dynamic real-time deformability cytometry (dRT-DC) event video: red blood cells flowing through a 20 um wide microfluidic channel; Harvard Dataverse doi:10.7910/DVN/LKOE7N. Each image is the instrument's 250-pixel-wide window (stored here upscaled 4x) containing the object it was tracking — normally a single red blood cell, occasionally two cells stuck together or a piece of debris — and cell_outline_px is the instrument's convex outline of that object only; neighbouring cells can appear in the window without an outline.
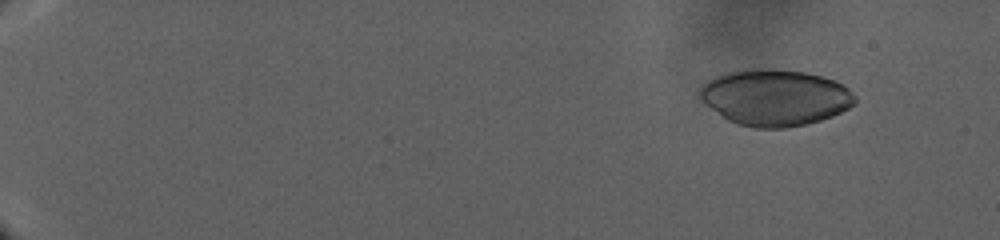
{"species": "human", "species_latin": "Homo sapiens", "temperature_condition": "warm", "stored_images_in_passage": 84, "camera_frame_rate_fps": 3000, "um_per_image_px": 0.085, "donor": {"sex": "male"}, "frame": {"image": 1, "passage_image": 5, "time_ms": 1.0, "image_size_px": [1000, 240], "cell_outline_px": [[856, 104], [832, 116], [808, 124], [788, 128], [752, 128], [736, 124], [728, 120], [704, 104], [700, 100], [700, 88], [708, 80], [716, 76], [728, 72], [752, 68], [772, 68], [804, 72], [836, 80], [844, 84], [856, 96]], "centroid_in_image_um": [65.89, 8.29], "position_along_channel_um": 19.1, "area_um2": 51.33}}
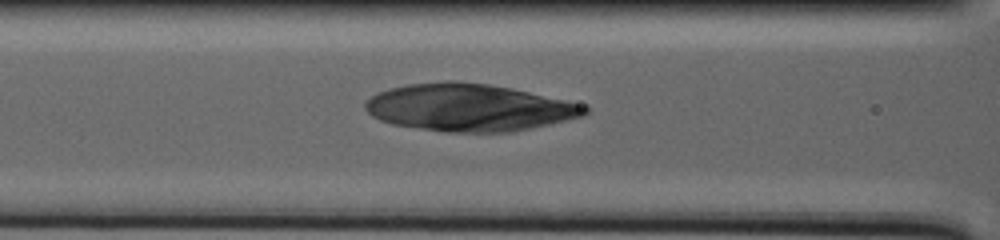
{"frame": {"image": 2, "passage_image": 74, "time_ms": 19.0, "image_size_px": [1000, 240], "cell_outline_px": [[592, 108], [584, 116], [568, 120], [512, 132], [444, 132], [392, 124], [380, 120], [372, 116], [364, 108], [364, 104], [376, 92], [388, 88], [408, 84], [448, 80], [456, 80], [488, 84], [512, 88], [588, 104]], "centroid_in_image_um": [39.93, 9.13], "position_along_channel_um": 126.7, "area_um2": 61.21}}
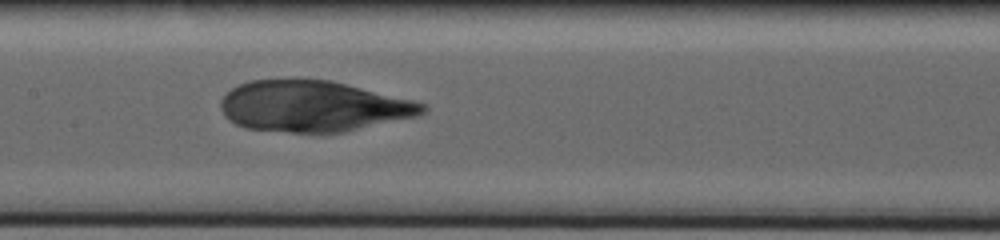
{"frame": {"image": 3, "passage_image": 83, "time_ms": 22.333, "image_size_px": [1000, 240], "cell_outline_px": [[428, 108], [420, 116], [344, 132], [288, 132], [244, 128], [228, 120], [224, 116], [220, 108], [220, 100], [224, 92], [236, 84], [248, 80], [296, 76], [332, 80], [428, 104]], "centroid_in_image_um": [26.56, 8.99], "position_along_channel_um": 180.8, "area_um2": 61.61}}